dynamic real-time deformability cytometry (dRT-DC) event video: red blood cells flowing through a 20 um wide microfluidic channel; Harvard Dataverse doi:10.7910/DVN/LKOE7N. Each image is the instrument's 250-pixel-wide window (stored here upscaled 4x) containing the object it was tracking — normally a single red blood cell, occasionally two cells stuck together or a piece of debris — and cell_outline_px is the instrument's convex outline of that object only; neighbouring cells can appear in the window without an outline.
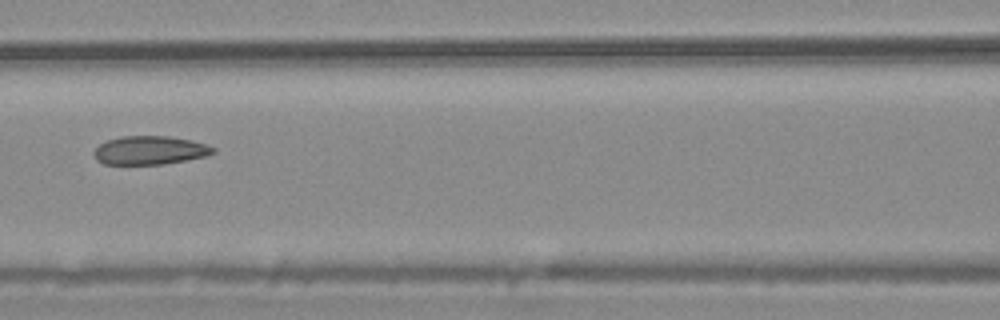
{"species": "common noctule bat (a hibernating species)", "species_latin": "Nyctalus noctula", "temperature_condition": "warm", "stored_images_in_passage": 8, "camera_frame_rate_fps": 3000, "um_per_image_px": 0.085, "animal": {"sex": "male", "body_mass_g": 20.4}, "frame": {"image": 1, "passage_image": 8, "time_ms": 2.333, "image_size_px": [1000, 320], "cell_outline_px": [[216, 152], [208, 156], [164, 164], [104, 164], [96, 160], [92, 152], [100, 144], [108, 140], [120, 136], [168, 136], [192, 140], [208, 144], [216, 148]], "centroid_in_image_um": [12.77, 12.77], "position_along_channel_um": 153.8, "area_um2": 20.06}}